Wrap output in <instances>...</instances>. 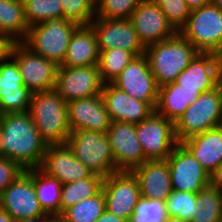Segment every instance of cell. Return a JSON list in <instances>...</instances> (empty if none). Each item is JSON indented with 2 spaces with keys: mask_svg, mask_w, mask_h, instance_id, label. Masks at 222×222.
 <instances>
[{
  "mask_svg": "<svg viewBox=\"0 0 222 222\" xmlns=\"http://www.w3.org/2000/svg\"><path fill=\"white\" fill-rule=\"evenodd\" d=\"M29 112L0 115V156L25 170L38 168L47 148Z\"/></svg>",
  "mask_w": 222,
  "mask_h": 222,
  "instance_id": "obj_1",
  "label": "cell"
},
{
  "mask_svg": "<svg viewBox=\"0 0 222 222\" xmlns=\"http://www.w3.org/2000/svg\"><path fill=\"white\" fill-rule=\"evenodd\" d=\"M28 112L47 145L66 144L71 133L67 103L54 88L33 93Z\"/></svg>",
  "mask_w": 222,
  "mask_h": 222,
  "instance_id": "obj_2",
  "label": "cell"
},
{
  "mask_svg": "<svg viewBox=\"0 0 222 222\" xmlns=\"http://www.w3.org/2000/svg\"><path fill=\"white\" fill-rule=\"evenodd\" d=\"M199 51L179 33L145 47V56L158 87L173 83Z\"/></svg>",
  "mask_w": 222,
  "mask_h": 222,
  "instance_id": "obj_3",
  "label": "cell"
},
{
  "mask_svg": "<svg viewBox=\"0 0 222 222\" xmlns=\"http://www.w3.org/2000/svg\"><path fill=\"white\" fill-rule=\"evenodd\" d=\"M78 26L63 17L53 18L30 26L22 43L34 53L61 66L71 36Z\"/></svg>",
  "mask_w": 222,
  "mask_h": 222,
  "instance_id": "obj_4",
  "label": "cell"
},
{
  "mask_svg": "<svg viewBox=\"0 0 222 222\" xmlns=\"http://www.w3.org/2000/svg\"><path fill=\"white\" fill-rule=\"evenodd\" d=\"M222 125V86L202 93L188 106L175 123V134L179 143L185 139Z\"/></svg>",
  "mask_w": 222,
  "mask_h": 222,
  "instance_id": "obj_5",
  "label": "cell"
},
{
  "mask_svg": "<svg viewBox=\"0 0 222 222\" xmlns=\"http://www.w3.org/2000/svg\"><path fill=\"white\" fill-rule=\"evenodd\" d=\"M199 52L222 54V11L213 3L191 10L178 32Z\"/></svg>",
  "mask_w": 222,
  "mask_h": 222,
  "instance_id": "obj_6",
  "label": "cell"
},
{
  "mask_svg": "<svg viewBox=\"0 0 222 222\" xmlns=\"http://www.w3.org/2000/svg\"><path fill=\"white\" fill-rule=\"evenodd\" d=\"M66 144L92 174L106 178L115 172V160L106 133L71 131Z\"/></svg>",
  "mask_w": 222,
  "mask_h": 222,
  "instance_id": "obj_7",
  "label": "cell"
},
{
  "mask_svg": "<svg viewBox=\"0 0 222 222\" xmlns=\"http://www.w3.org/2000/svg\"><path fill=\"white\" fill-rule=\"evenodd\" d=\"M135 126L137 138L145 154V162L166 160L179 144L175 123L155 111Z\"/></svg>",
  "mask_w": 222,
  "mask_h": 222,
  "instance_id": "obj_8",
  "label": "cell"
},
{
  "mask_svg": "<svg viewBox=\"0 0 222 222\" xmlns=\"http://www.w3.org/2000/svg\"><path fill=\"white\" fill-rule=\"evenodd\" d=\"M106 211L130 222L141 199L140 187L133 172L116 171L103 179Z\"/></svg>",
  "mask_w": 222,
  "mask_h": 222,
  "instance_id": "obj_9",
  "label": "cell"
},
{
  "mask_svg": "<svg viewBox=\"0 0 222 222\" xmlns=\"http://www.w3.org/2000/svg\"><path fill=\"white\" fill-rule=\"evenodd\" d=\"M11 57L17 62L23 84L32 93L55 88L58 65L34 53L22 42L13 46Z\"/></svg>",
  "mask_w": 222,
  "mask_h": 222,
  "instance_id": "obj_10",
  "label": "cell"
},
{
  "mask_svg": "<svg viewBox=\"0 0 222 222\" xmlns=\"http://www.w3.org/2000/svg\"><path fill=\"white\" fill-rule=\"evenodd\" d=\"M0 208L16 222L23 218L48 216L37 199L32 179V169H27L8 185L0 195Z\"/></svg>",
  "mask_w": 222,
  "mask_h": 222,
  "instance_id": "obj_11",
  "label": "cell"
},
{
  "mask_svg": "<svg viewBox=\"0 0 222 222\" xmlns=\"http://www.w3.org/2000/svg\"><path fill=\"white\" fill-rule=\"evenodd\" d=\"M103 84L98 65L58 66L54 89L68 103L73 100L100 95Z\"/></svg>",
  "mask_w": 222,
  "mask_h": 222,
  "instance_id": "obj_12",
  "label": "cell"
},
{
  "mask_svg": "<svg viewBox=\"0 0 222 222\" xmlns=\"http://www.w3.org/2000/svg\"><path fill=\"white\" fill-rule=\"evenodd\" d=\"M106 134L115 160V172H132L145 162L135 124L112 121Z\"/></svg>",
  "mask_w": 222,
  "mask_h": 222,
  "instance_id": "obj_13",
  "label": "cell"
},
{
  "mask_svg": "<svg viewBox=\"0 0 222 222\" xmlns=\"http://www.w3.org/2000/svg\"><path fill=\"white\" fill-rule=\"evenodd\" d=\"M166 160L173 190L198 193L209 185V174L182 143L173 149Z\"/></svg>",
  "mask_w": 222,
  "mask_h": 222,
  "instance_id": "obj_14",
  "label": "cell"
},
{
  "mask_svg": "<svg viewBox=\"0 0 222 222\" xmlns=\"http://www.w3.org/2000/svg\"><path fill=\"white\" fill-rule=\"evenodd\" d=\"M90 25L93 27L98 50L119 48L132 52L135 56L145 53L137 32L130 19H104L95 17Z\"/></svg>",
  "mask_w": 222,
  "mask_h": 222,
  "instance_id": "obj_15",
  "label": "cell"
},
{
  "mask_svg": "<svg viewBox=\"0 0 222 222\" xmlns=\"http://www.w3.org/2000/svg\"><path fill=\"white\" fill-rule=\"evenodd\" d=\"M112 83L129 96L148 102L155 109L159 87L145 54L133 58Z\"/></svg>",
  "mask_w": 222,
  "mask_h": 222,
  "instance_id": "obj_16",
  "label": "cell"
},
{
  "mask_svg": "<svg viewBox=\"0 0 222 222\" xmlns=\"http://www.w3.org/2000/svg\"><path fill=\"white\" fill-rule=\"evenodd\" d=\"M129 19L144 47L170 39L178 33L154 0H141Z\"/></svg>",
  "mask_w": 222,
  "mask_h": 222,
  "instance_id": "obj_17",
  "label": "cell"
},
{
  "mask_svg": "<svg viewBox=\"0 0 222 222\" xmlns=\"http://www.w3.org/2000/svg\"><path fill=\"white\" fill-rule=\"evenodd\" d=\"M32 94L11 56L0 63V115L28 112Z\"/></svg>",
  "mask_w": 222,
  "mask_h": 222,
  "instance_id": "obj_18",
  "label": "cell"
},
{
  "mask_svg": "<svg viewBox=\"0 0 222 222\" xmlns=\"http://www.w3.org/2000/svg\"><path fill=\"white\" fill-rule=\"evenodd\" d=\"M38 169L62 184L92 175L86 165L75 158L67 144L48 145Z\"/></svg>",
  "mask_w": 222,
  "mask_h": 222,
  "instance_id": "obj_19",
  "label": "cell"
},
{
  "mask_svg": "<svg viewBox=\"0 0 222 222\" xmlns=\"http://www.w3.org/2000/svg\"><path fill=\"white\" fill-rule=\"evenodd\" d=\"M100 95L112 121L138 124L155 111L148 102L129 96L113 83L103 84Z\"/></svg>",
  "mask_w": 222,
  "mask_h": 222,
  "instance_id": "obj_20",
  "label": "cell"
},
{
  "mask_svg": "<svg viewBox=\"0 0 222 222\" xmlns=\"http://www.w3.org/2000/svg\"><path fill=\"white\" fill-rule=\"evenodd\" d=\"M221 56L199 52L175 80L180 88L197 89L201 94L220 85Z\"/></svg>",
  "mask_w": 222,
  "mask_h": 222,
  "instance_id": "obj_21",
  "label": "cell"
},
{
  "mask_svg": "<svg viewBox=\"0 0 222 222\" xmlns=\"http://www.w3.org/2000/svg\"><path fill=\"white\" fill-rule=\"evenodd\" d=\"M67 111L71 131L106 133L112 122L101 95L70 101Z\"/></svg>",
  "mask_w": 222,
  "mask_h": 222,
  "instance_id": "obj_22",
  "label": "cell"
},
{
  "mask_svg": "<svg viewBox=\"0 0 222 222\" xmlns=\"http://www.w3.org/2000/svg\"><path fill=\"white\" fill-rule=\"evenodd\" d=\"M141 198L166 201L173 191L167 160L146 161L135 168Z\"/></svg>",
  "mask_w": 222,
  "mask_h": 222,
  "instance_id": "obj_23",
  "label": "cell"
},
{
  "mask_svg": "<svg viewBox=\"0 0 222 222\" xmlns=\"http://www.w3.org/2000/svg\"><path fill=\"white\" fill-rule=\"evenodd\" d=\"M210 175L222 164V125L181 142Z\"/></svg>",
  "mask_w": 222,
  "mask_h": 222,
  "instance_id": "obj_24",
  "label": "cell"
},
{
  "mask_svg": "<svg viewBox=\"0 0 222 222\" xmlns=\"http://www.w3.org/2000/svg\"><path fill=\"white\" fill-rule=\"evenodd\" d=\"M99 50L96 33L91 25H79L72 34L61 66L85 67L98 65Z\"/></svg>",
  "mask_w": 222,
  "mask_h": 222,
  "instance_id": "obj_25",
  "label": "cell"
},
{
  "mask_svg": "<svg viewBox=\"0 0 222 222\" xmlns=\"http://www.w3.org/2000/svg\"><path fill=\"white\" fill-rule=\"evenodd\" d=\"M200 95L197 89L180 88L175 82L163 85L158 88L155 112L176 123Z\"/></svg>",
  "mask_w": 222,
  "mask_h": 222,
  "instance_id": "obj_26",
  "label": "cell"
},
{
  "mask_svg": "<svg viewBox=\"0 0 222 222\" xmlns=\"http://www.w3.org/2000/svg\"><path fill=\"white\" fill-rule=\"evenodd\" d=\"M28 28L22 0H0V34L22 42Z\"/></svg>",
  "mask_w": 222,
  "mask_h": 222,
  "instance_id": "obj_27",
  "label": "cell"
},
{
  "mask_svg": "<svg viewBox=\"0 0 222 222\" xmlns=\"http://www.w3.org/2000/svg\"><path fill=\"white\" fill-rule=\"evenodd\" d=\"M32 179L42 209L47 214H60L62 183L45 175L38 168L32 169Z\"/></svg>",
  "mask_w": 222,
  "mask_h": 222,
  "instance_id": "obj_28",
  "label": "cell"
},
{
  "mask_svg": "<svg viewBox=\"0 0 222 222\" xmlns=\"http://www.w3.org/2000/svg\"><path fill=\"white\" fill-rule=\"evenodd\" d=\"M103 179L99 175L92 174L90 177L62 184L60 214L70 206L95 196L102 189Z\"/></svg>",
  "mask_w": 222,
  "mask_h": 222,
  "instance_id": "obj_29",
  "label": "cell"
},
{
  "mask_svg": "<svg viewBox=\"0 0 222 222\" xmlns=\"http://www.w3.org/2000/svg\"><path fill=\"white\" fill-rule=\"evenodd\" d=\"M221 220L222 191L209 184L197 193V202L190 222H220Z\"/></svg>",
  "mask_w": 222,
  "mask_h": 222,
  "instance_id": "obj_30",
  "label": "cell"
},
{
  "mask_svg": "<svg viewBox=\"0 0 222 222\" xmlns=\"http://www.w3.org/2000/svg\"><path fill=\"white\" fill-rule=\"evenodd\" d=\"M136 56L119 48L99 52L98 69L102 82L112 83Z\"/></svg>",
  "mask_w": 222,
  "mask_h": 222,
  "instance_id": "obj_31",
  "label": "cell"
},
{
  "mask_svg": "<svg viewBox=\"0 0 222 222\" xmlns=\"http://www.w3.org/2000/svg\"><path fill=\"white\" fill-rule=\"evenodd\" d=\"M106 210L102 189L90 198L70 206L61 214L68 222H95Z\"/></svg>",
  "mask_w": 222,
  "mask_h": 222,
  "instance_id": "obj_32",
  "label": "cell"
},
{
  "mask_svg": "<svg viewBox=\"0 0 222 222\" xmlns=\"http://www.w3.org/2000/svg\"><path fill=\"white\" fill-rule=\"evenodd\" d=\"M26 21L30 26L63 17L61 0H22Z\"/></svg>",
  "mask_w": 222,
  "mask_h": 222,
  "instance_id": "obj_33",
  "label": "cell"
},
{
  "mask_svg": "<svg viewBox=\"0 0 222 222\" xmlns=\"http://www.w3.org/2000/svg\"><path fill=\"white\" fill-rule=\"evenodd\" d=\"M141 0H95V17L129 19Z\"/></svg>",
  "mask_w": 222,
  "mask_h": 222,
  "instance_id": "obj_34",
  "label": "cell"
},
{
  "mask_svg": "<svg viewBox=\"0 0 222 222\" xmlns=\"http://www.w3.org/2000/svg\"><path fill=\"white\" fill-rule=\"evenodd\" d=\"M195 202H197V193L173 190L165 201L166 214L190 222L194 214Z\"/></svg>",
  "mask_w": 222,
  "mask_h": 222,
  "instance_id": "obj_35",
  "label": "cell"
},
{
  "mask_svg": "<svg viewBox=\"0 0 222 222\" xmlns=\"http://www.w3.org/2000/svg\"><path fill=\"white\" fill-rule=\"evenodd\" d=\"M63 18L78 25H90L95 18V0H61Z\"/></svg>",
  "mask_w": 222,
  "mask_h": 222,
  "instance_id": "obj_36",
  "label": "cell"
},
{
  "mask_svg": "<svg viewBox=\"0 0 222 222\" xmlns=\"http://www.w3.org/2000/svg\"><path fill=\"white\" fill-rule=\"evenodd\" d=\"M166 218L164 201L141 198L130 222H165Z\"/></svg>",
  "mask_w": 222,
  "mask_h": 222,
  "instance_id": "obj_37",
  "label": "cell"
},
{
  "mask_svg": "<svg viewBox=\"0 0 222 222\" xmlns=\"http://www.w3.org/2000/svg\"><path fill=\"white\" fill-rule=\"evenodd\" d=\"M165 14L168 22L179 32L191 13L185 0H154Z\"/></svg>",
  "mask_w": 222,
  "mask_h": 222,
  "instance_id": "obj_38",
  "label": "cell"
},
{
  "mask_svg": "<svg viewBox=\"0 0 222 222\" xmlns=\"http://www.w3.org/2000/svg\"><path fill=\"white\" fill-rule=\"evenodd\" d=\"M25 171L19 163L0 156V195L8 185Z\"/></svg>",
  "mask_w": 222,
  "mask_h": 222,
  "instance_id": "obj_39",
  "label": "cell"
},
{
  "mask_svg": "<svg viewBox=\"0 0 222 222\" xmlns=\"http://www.w3.org/2000/svg\"><path fill=\"white\" fill-rule=\"evenodd\" d=\"M15 43L10 36L0 34V63L6 61L11 56Z\"/></svg>",
  "mask_w": 222,
  "mask_h": 222,
  "instance_id": "obj_40",
  "label": "cell"
},
{
  "mask_svg": "<svg viewBox=\"0 0 222 222\" xmlns=\"http://www.w3.org/2000/svg\"><path fill=\"white\" fill-rule=\"evenodd\" d=\"M209 184L222 191V164L209 175Z\"/></svg>",
  "mask_w": 222,
  "mask_h": 222,
  "instance_id": "obj_41",
  "label": "cell"
},
{
  "mask_svg": "<svg viewBox=\"0 0 222 222\" xmlns=\"http://www.w3.org/2000/svg\"><path fill=\"white\" fill-rule=\"evenodd\" d=\"M95 222H127V221L105 210L103 214Z\"/></svg>",
  "mask_w": 222,
  "mask_h": 222,
  "instance_id": "obj_42",
  "label": "cell"
},
{
  "mask_svg": "<svg viewBox=\"0 0 222 222\" xmlns=\"http://www.w3.org/2000/svg\"><path fill=\"white\" fill-rule=\"evenodd\" d=\"M190 10L200 8L212 3V0H185Z\"/></svg>",
  "mask_w": 222,
  "mask_h": 222,
  "instance_id": "obj_43",
  "label": "cell"
},
{
  "mask_svg": "<svg viewBox=\"0 0 222 222\" xmlns=\"http://www.w3.org/2000/svg\"><path fill=\"white\" fill-rule=\"evenodd\" d=\"M44 222H68L62 214H49Z\"/></svg>",
  "mask_w": 222,
  "mask_h": 222,
  "instance_id": "obj_44",
  "label": "cell"
},
{
  "mask_svg": "<svg viewBox=\"0 0 222 222\" xmlns=\"http://www.w3.org/2000/svg\"><path fill=\"white\" fill-rule=\"evenodd\" d=\"M0 222H16L7 212L0 208Z\"/></svg>",
  "mask_w": 222,
  "mask_h": 222,
  "instance_id": "obj_45",
  "label": "cell"
},
{
  "mask_svg": "<svg viewBox=\"0 0 222 222\" xmlns=\"http://www.w3.org/2000/svg\"><path fill=\"white\" fill-rule=\"evenodd\" d=\"M47 216H38L35 218H23L18 222H44Z\"/></svg>",
  "mask_w": 222,
  "mask_h": 222,
  "instance_id": "obj_46",
  "label": "cell"
},
{
  "mask_svg": "<svg viewBox=\"0 0 222 222\" xmlns=\"http://www.w3.org/2000/svg\"><path fill=\"white\" fill-rule=\"evenodd\" d=\"M165 222H189L176 216H167Z\"/></svg>",
  "mask_w": 222,
  "mask_h": 222,
  "instance_id": "obj_47",
  "label": "cell"
},
{
  "mask_svg": "<svg viewBox=\"0 0 222 222\" xmlns=\"http://www.w3.org/2000/svg\"><path fill=\"white\" fill-rule=\"evenodd\" d=\"M212 3L222 11V0H212Z\"/></svg>",
  "mask_w": 222,
  "mask_h": 222,
  "instance_id": "obj_48",
  "label": "cell"
},
{
  "mask_svg": "<svg viewBox=\"0 0 222 222\" xmlns=\"http://www.w3.org/2000/svg\"><path fill=\"white\" fill-rule=\"evenodd\" d=\"M220 85L222 86V70H220Z\"/></svg>",
  "mask_w": 222,
  "mask_h": 222,
  "instance_id": "obj_49",
  "label": "cell"
},
{
  "mask_svg": "<svg viewBox=\"0 0 222 222\" xmlns=\"http://www.w3.org/2000/svg\"><path fill=\"white\" fill-rule=\"evenodd\" d=\"M220 56H221V66H220V70H222V54H221Z\"/></svg>",
  "mask_w": 222,
  "mask_h": 222,
  "instance_id": "obj_50",
  "label": "cell"
}]
</instances>
